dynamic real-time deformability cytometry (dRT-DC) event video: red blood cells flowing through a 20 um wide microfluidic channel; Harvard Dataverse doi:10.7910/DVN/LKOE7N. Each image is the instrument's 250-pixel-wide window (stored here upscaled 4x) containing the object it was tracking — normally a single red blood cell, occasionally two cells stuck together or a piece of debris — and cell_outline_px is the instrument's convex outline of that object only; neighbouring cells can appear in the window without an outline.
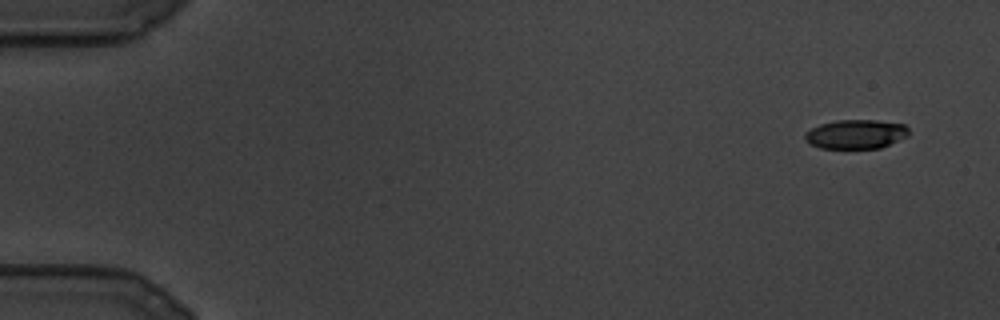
{"species": "common noctule bat (a hibernating species)", "species_latin": "Nyctalus noctula", "temperature_condition": "cold", "stored_images_in_passage": 104, "camera_frame_rate_fps": 3000, "um_per_image_px": 0.085, "animal": {"sex": "male", "body_mass_g": 19.5, "forearm_length_mm": 54.6}, "frame": {"image": 1, "passage_image": 1, "time_ms": 0.0, "image_size_px": [1000, 320], "cell_outline_px": [[908, 136], [880, 148], [820, 148], [804, 140], [804, 132], [820, 124], [836, 120], [876, 120], [904, 124], [908, 128]], "centroid_in_image_um": [72.73, 11.4], "position_along_channel_um": 12.3, "area_um2": 17.63}}
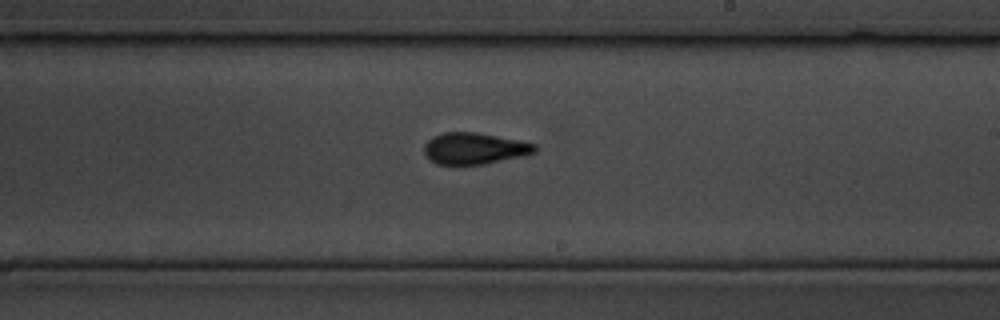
{"frame": {"image": 2, "passage_image": 60, "time_ms": 19.667, "image_size_px": [1000, 320], "cell_outline_px": [[536, 152], [524, 156], [484, 164], [436, 164], [428, 160], [424, 152], [424, 144], [432, 136], [444, 132], [476, 132], [536, 144]], "centroid_in_image_um": [40.29, 12.62], "position_along_channel_um": 248.7, "area_um2": 20.29}}
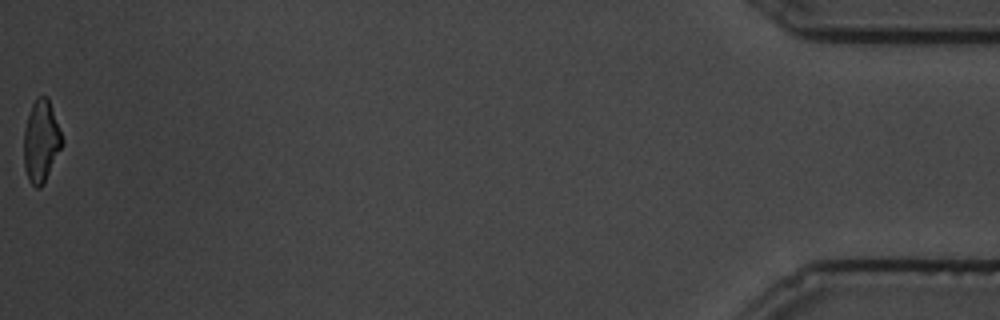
{"frame": {"image": 3, "passage_image": 104, "time_ms": 34.333, "image_size_px": [1000, 320], "cell_outline_px": [[64, 144], [44, 184], [40, 188], [36, 188], [28, 180], [24, 168], [24, 128], [32, 104], [40, 96], [48, 96], [64, 140]], "centroid_in_image_um": [3.51, 12.04], "position_along_channel_um": 431.7, "area_um2": 18.5}}